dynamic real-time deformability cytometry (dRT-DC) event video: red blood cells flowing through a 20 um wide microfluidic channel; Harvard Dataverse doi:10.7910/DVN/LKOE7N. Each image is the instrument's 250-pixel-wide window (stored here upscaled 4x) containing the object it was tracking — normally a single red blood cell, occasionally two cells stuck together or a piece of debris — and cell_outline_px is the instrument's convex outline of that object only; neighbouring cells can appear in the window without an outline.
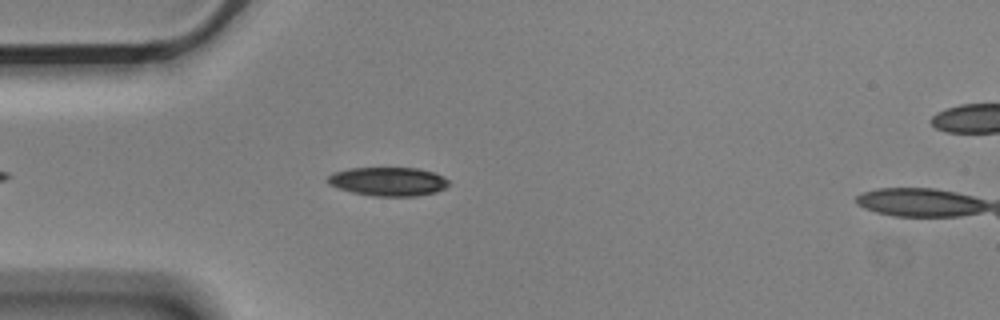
{"species": "Egyptian fruit bat (a non-hibernating species)", "species_latin": "Rousettus aegyptiacus", "temperature_condition": "cold", "stored_images_in_passage": 7, "camera_frame_rate_fps": 3000, "um_per_image_px": 0.085, "animal": {"sex": "male"}, "frame": {"image": 1, "passage_image": 5, "time_ms": 1.333, "image_size_px": [1000, 320], "cell_outline_px": [[448, 184], [444, 188], [436, 192], [416, 196], [372, 196], [352, 192], [328, 184], [328, 176], [332, 172], [348, 168], [420, 168], [444, 176], [448, 180]], "centroid_in_image_um": [32.99, 15.42], "position_along_channel_um": 52.0, "area_um2": 20.29}}